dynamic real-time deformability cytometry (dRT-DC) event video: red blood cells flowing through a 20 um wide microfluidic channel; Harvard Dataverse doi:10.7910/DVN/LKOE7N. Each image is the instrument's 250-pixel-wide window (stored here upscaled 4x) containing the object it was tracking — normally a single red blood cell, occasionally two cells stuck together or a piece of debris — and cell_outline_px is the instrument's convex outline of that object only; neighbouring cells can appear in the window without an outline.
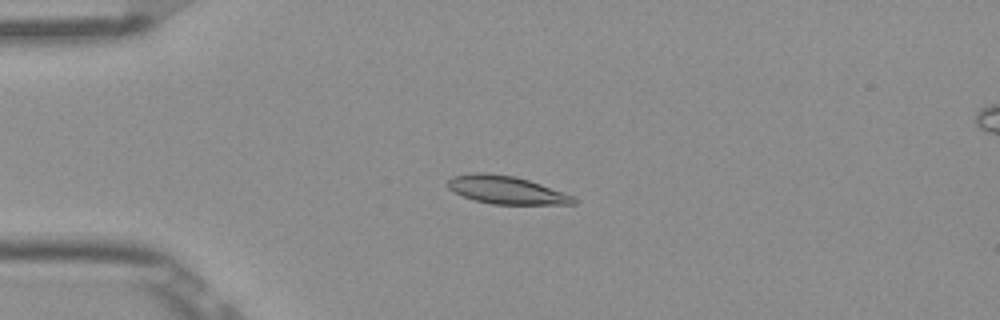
{"species": "Egyptian fruit bat (a non-hibernating species)", "species_latin": "Rousettus aegyptiacus", "temperature_condition": "room temperature", "stored_images_in_passage": 46, "camera_frame_rate_fps": 3000, "um_per_image_px": 0.085, "frame": {"image": 1, "passage_image": 12, "time_ms": 3.667, "image_size_px": [1000, 320], "cell_outline_px": [[576, 204], [492, 204], [476, 200], [464, 196], [448, 188], [444, 184], [452, 176], [472, 172], [488, 172], [516, 176], [540, 184], [572, 196], [576, 200]], "centroid_in_image_um": [42.97, 16.12], "position_along_channel_um": 42.0, "area_um2": 20.4}}
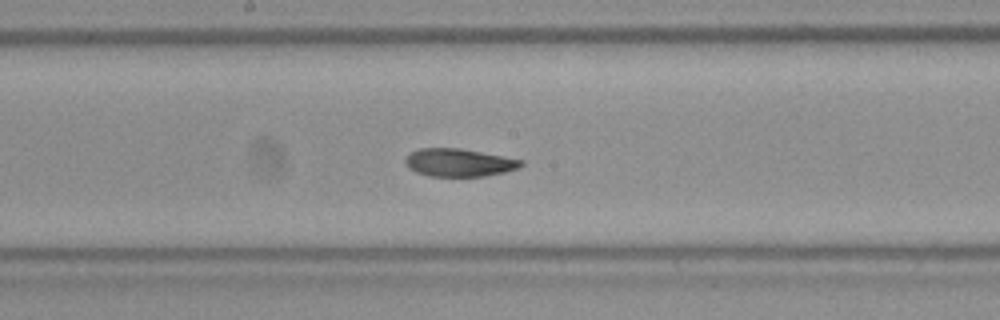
{"frame": {"image": 2, "passage_image": 27, "time_ms": 8.667, "image_size_px": [1000, 320], "cell_outline_px": [[524, 164], [520, 168], [504, 172], [484, 176], [428, 176], [416, 172], [408, 168], [404, 160], [412, 152], [420, 148], [460, 148], [504, 156], [524, 160]], "centroid_in_image_um": [39.04, 13.82], "position_along_channel_um": 209.2, "area_um2": 18.84}}
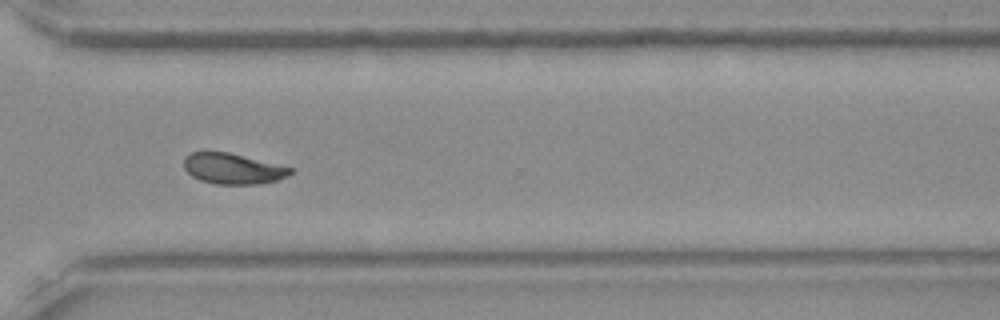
{"frame": {"image": 3, "passage_image": 38, "time_ms": 12.333, "image_size_px": [1000, 320], "cell_outline_px": [[292, 172], [288, 176], [276, 180], [260, 184], [216, 184], [200, 180], [192, 176], [184, 168], [184, 156], [192, 152], [228, 152], [292, 168]], "centroid_in_image_um": [19.76, 14.34], "position_along_channel_um": 350.8, "area_um2": 18.84}, "authors_computed_cell_mechanics": {"area_um2": 19.8832, "velocity_mm_per_s": 3.8685, "shape_relaxation_time_tau1_ms": 9.7584, "shape_relaxation_time_tau2_ms": 1.577, "deformation_change_tau1": 0.2277, "deformation_change_tau2": 0.0545}}